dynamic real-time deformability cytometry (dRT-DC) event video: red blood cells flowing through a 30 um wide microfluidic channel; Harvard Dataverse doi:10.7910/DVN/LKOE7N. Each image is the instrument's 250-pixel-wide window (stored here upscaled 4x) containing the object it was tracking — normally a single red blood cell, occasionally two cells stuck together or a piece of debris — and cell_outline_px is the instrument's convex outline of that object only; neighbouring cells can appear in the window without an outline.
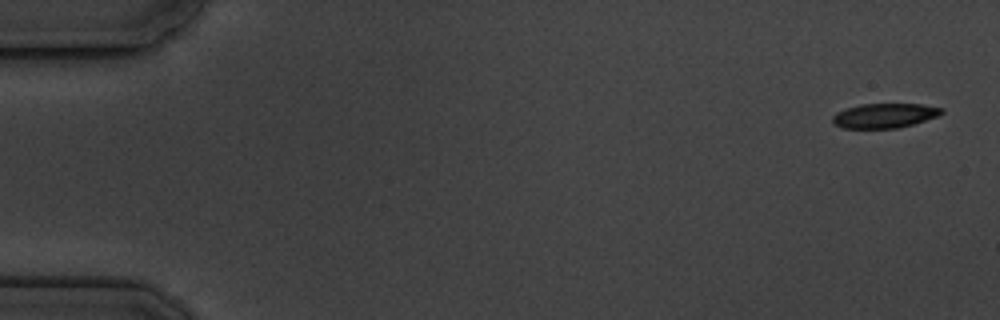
{"species": "common noctule bat (a hibernating species)", "species_latin": "Nyctalus noctula", "temperature_condition": "cold", "stored_images_in_passage": 5, "camera_frame_rate_fps": 3000, "um_per_image_px": 0.085, "animal": {"sex": "male", "body_mass_g": 19.5, "forearm_length_mm": 54.6}, "frame": {"image": 1, "passage_image": 1, "time_ms": 0.0, "image_size_px": [1000, 320], "cell_outline_px": [[944, 112], [940, 116], [912, 124], [896, 128], [840, 128], [832, 124], [832, 116], [836, 112], [844, 108], [860, 104], [920, 104], [944, 108]], "centroid_in_image_um": [75.15, 9.82], "position_along_channel_um": 9.8, "area_um2": 15.84}}
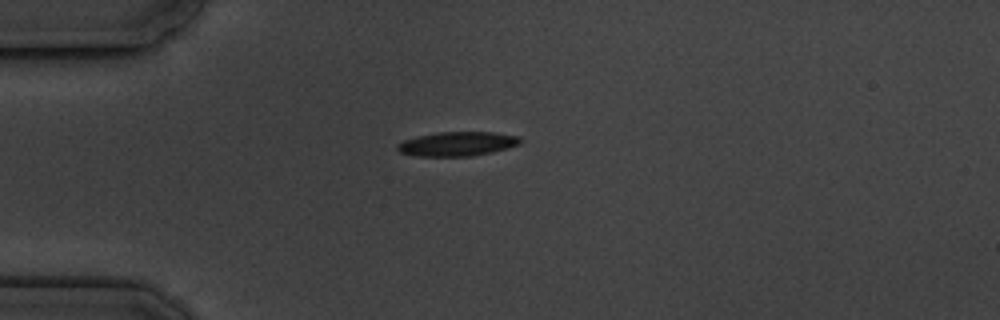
{"frame": {"image": 2, "passage_image": 4, "time_ms": 4.333, "image_size_px": [1000, 320], "cell_outline_px": [[524, 140], [520, 144], [492, 152], [472, 156], [416, 156], [400, 152], [396, 148], [396, 144], [404, 140], [416, 136], [436, 132], [492, 132], [516, 136]], "centroid_in_image_um": [38.84, 12.23], "position_along_channel_um": 46.2, "area_um2": 17.4}}